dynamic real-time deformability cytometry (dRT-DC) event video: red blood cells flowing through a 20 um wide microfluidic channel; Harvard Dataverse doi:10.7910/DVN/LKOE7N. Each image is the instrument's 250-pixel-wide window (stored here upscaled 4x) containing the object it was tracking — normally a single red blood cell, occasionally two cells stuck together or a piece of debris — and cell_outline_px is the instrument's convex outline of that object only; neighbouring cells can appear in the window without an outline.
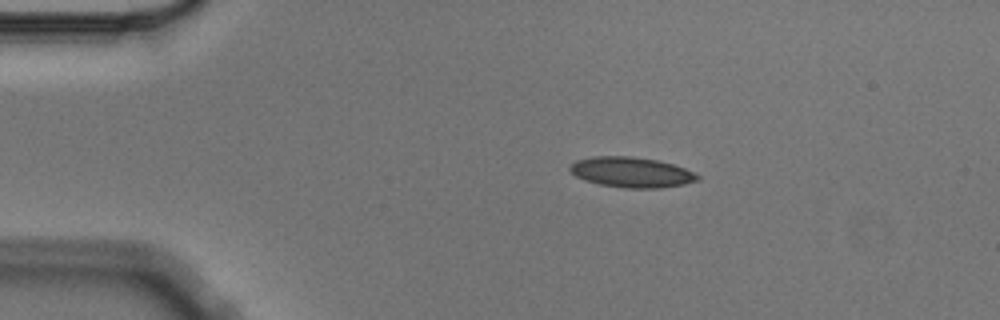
{"species": "Egyptian fruit bat (a non-hibernating species)", "species_latin": "Rousettus aegyptiacus", "temperature_condition": "cold", "stored_images_in_passage": 7, "camera_frame_rate_fps": 3000, "um_per_image_px": 0.085, "animal": {"sex": "male"}, "frame": {"image": 1, "passage_image": 1, "time_ms": 0.0, "image_size_px": [1000, 320], "cell_outline_px": [[700, 180], [684, 184], [660, 188], [624, 188], [600, 184], [584, 180], [576, 176], [568, 168], [576, 160], [592, 156], [632, 156], [656, 160], [672, 164], [684, 168], [700, 176]], "centroid_in_image_um": [53.66, 14.64], "position_along_channel_um": 31.3, "area_um2": 22.48}}
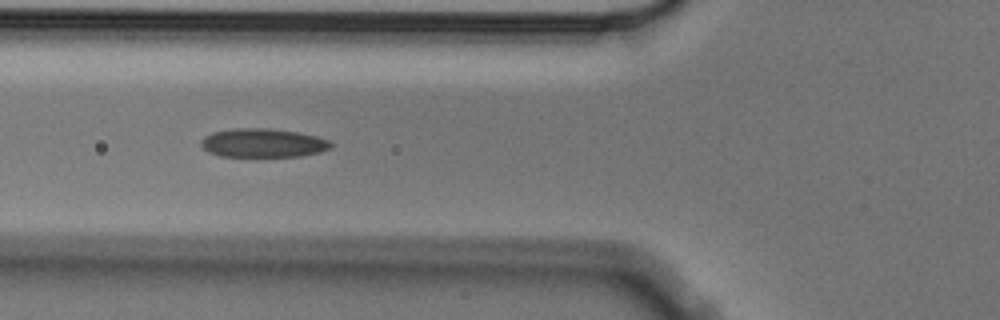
{"frame": {"image": 2, "passage_image": 4, "time_ms": 1.0, "image_size_px": [1000, 320], "cell_outline_px": [[332, 148], [320, 152], [300, 156], [220, 156], [208, 152], [200, 144], [200, 140], [204, 136], [212, 132], [236, 128], [268, 128], [300, 132], [316, 136], [328, 140], [332, 144]], "centroid_in_image_um": [22.35, 12.14], "position_along_channel_um": 103.5, "area_um2": 21.85}}
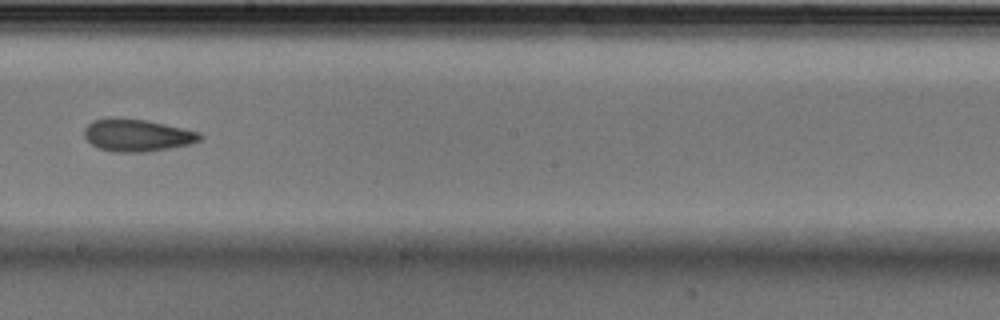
{"frame": {"image": 3, "passage_image": 7, "time_ms": 2.0, "image_size_px": [1000, 320], "cell_outline_px": [[204, 136], [200, 140], [188, 144], [148, 152], [112, 152], [100, 148], [92, 144], [84, 136], [84, 128], [92, 120], [108, 116], [148, 120], [200, 132]], "centroid_in_image_um": [11.62, 11.47], "position_along_channel_um": 236.6, "area_um2": 22.02}}